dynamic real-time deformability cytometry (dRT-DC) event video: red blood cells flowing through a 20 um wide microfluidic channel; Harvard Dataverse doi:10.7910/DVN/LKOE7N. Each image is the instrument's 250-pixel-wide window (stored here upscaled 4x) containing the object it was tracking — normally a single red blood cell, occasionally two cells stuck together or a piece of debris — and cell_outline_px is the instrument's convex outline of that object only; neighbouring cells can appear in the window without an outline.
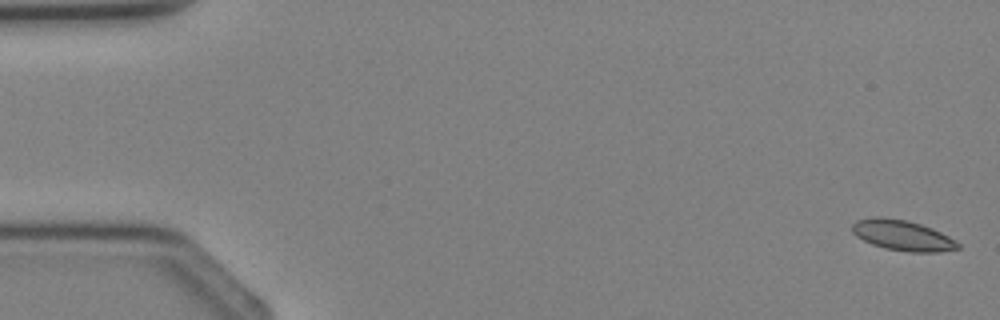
{"species": "Egyptian fruit bat (a non-hibernating species)", "species_latin": "Rousettus aegyptiacus", "temperature_condition": "cold", "stored_images_in_passage": 4, "segment_of_instrument_passage": [2, 2], "camera_frame_rate_fps": 3000, "um_per_image_px": 0.085, "animal": {"sex": "female"}, "frame": {"image": 1, "passage_image": 4, "time_ms": 3.333, "image_size_px": [1000, 320], "cell_outline_px": [[960, 248], [940, 252], [908, 252], [884, 248], [872, 244], [856, 236], [852, 232], [852, 224], [856, 220], [876, 216], [908, 220], [932, 228], [956, 240], [960, 244]], "centroid_in_image_um": [76.71, 20.01], "position_along_channel_um": 8.3, "area_um2": 18.84}}